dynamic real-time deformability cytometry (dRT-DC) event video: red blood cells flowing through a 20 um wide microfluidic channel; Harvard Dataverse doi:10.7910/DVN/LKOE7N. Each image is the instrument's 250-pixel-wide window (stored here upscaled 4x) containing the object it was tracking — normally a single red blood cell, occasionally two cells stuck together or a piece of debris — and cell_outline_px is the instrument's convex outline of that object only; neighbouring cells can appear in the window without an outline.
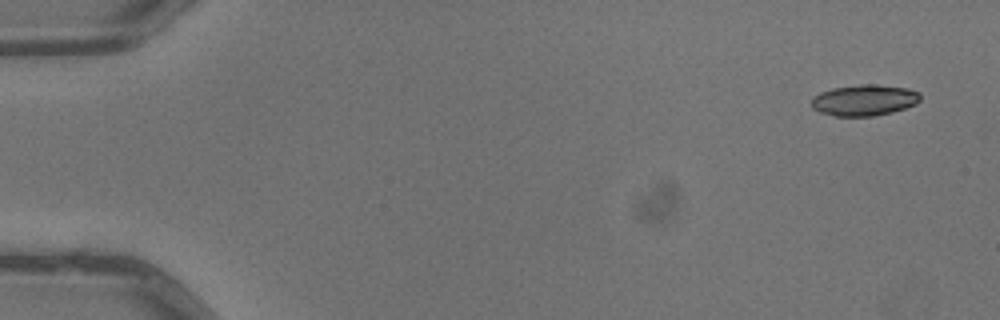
{"species": "common noctule bat (a hibernating species)", "species_latin": "Nyctalus noctula", "temperature_condition": "warm", "stored_images_in_passage": 5, "camera_frame_rate_fps": 3000, "um_per_image_px": 0.085, "animal": {"sex": "male", "body_mass_g": 13.3}, "frame": {"image": 1, "passage_image": 1, "time_ms": 0.0, "image_size_px": [1000, 320], "cell_outline_px": [[920, 100], [916, 104], [892, 112], [872, 116], [836, 116], [820, 112], [812, 108], [812, 96], [820, 92], [832, 88], [860, 84], [872, 84], [908, 88], [920, 92]], "centroid_in_image_um": [73.46, 8.51], "position_along_channel_um": 11.5, "area_um2": 19.77}}
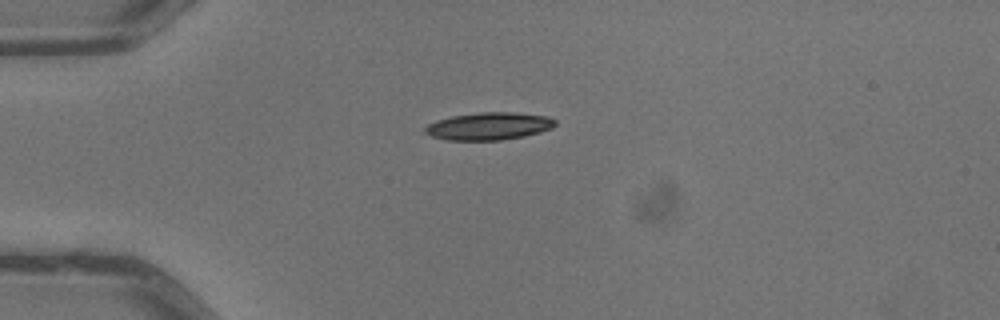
{"frame": {"image": 2, "passage_image": 4, "time_ms": 1.0, "image_size_px": [1000, 320], "cell_outline_px": [[556, 124], [552, 128], [540, 132], [524, 136], [500, 140], [448, 140], [432, 136], [424, 132], [424, 128], [428, 124], [436, 120], [452, 116], [480, 112], [512, 112], [548, 116], [556, 120]], "centroid_in_image_um": [41.56, 10.72], "position_along_channel_um": 43.4, "area_um2": 20.87}}